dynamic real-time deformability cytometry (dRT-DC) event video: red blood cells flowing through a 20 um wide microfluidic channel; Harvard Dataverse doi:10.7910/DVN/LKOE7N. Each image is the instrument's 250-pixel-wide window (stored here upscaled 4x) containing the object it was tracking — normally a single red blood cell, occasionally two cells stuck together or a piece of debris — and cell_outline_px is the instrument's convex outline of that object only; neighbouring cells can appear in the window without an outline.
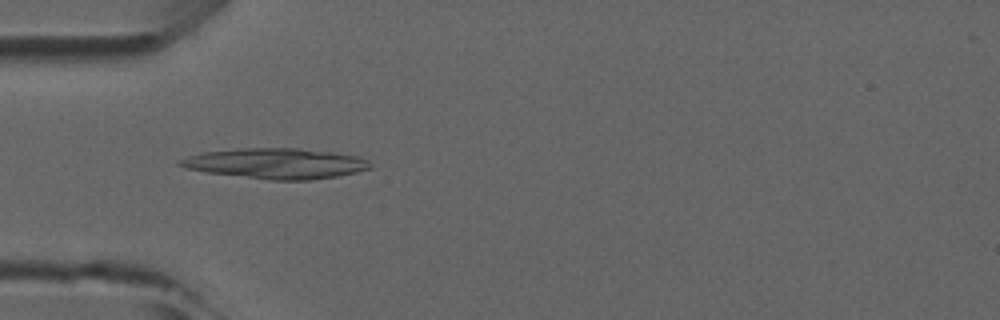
{"species": "common noctule bat (a hibernating species)", "species_latin": "Nyctalus noctula", "temperature_condition": "room temperature", "stored_images_in_passage": 7, "camera_frame_rate_fps": 3000, "um_per_image_px": 0.085, "animal": {"sex": "male", "forearm_length_mm": 52.5}, "frame": {"image": 1, "passage_image": 5, "time_ms": 4.667, "image_size_px": [1000, 320], "cell_outline_px": [[372, 168], [356, 172], [336, 176], [308, 180], [272, 180], [208, 172], [188, 168], [176, 164], [176, 160], [200, 152], [240, 148], [296, 148], [360, 156], [368, 160], [372, 164]], "centroid_in_image_um": [23.45, 13.88], "position_along_channel_um": 61.6, "area_um2": 33.58}}
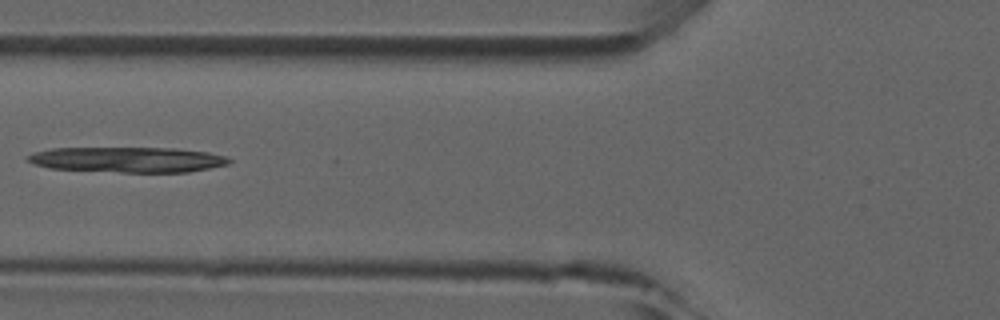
{"frame": {"image": 2, "passage_image": 6, "time_ms": 6.0, "image_size_px": [1000, 320], "cell_outline_px": [[232, 160], [228, 164], [188, 172], [120, 172], [52, 168], [32, 164], [28, 160], [28, 156], [32, 152], [52, 148], [176, 148], [208, 152], [228, 156]], "centroid_in_image_um": [10.88, 13.56], "position_along_channel_um": 114.9, "area_um2": 29.71}}
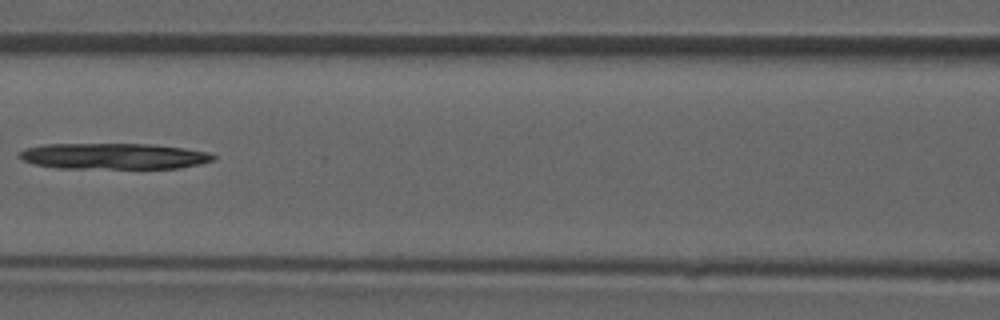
{"frame": {"image": 3, "passage_image": 7, "time_ms": 7.0, "image_size_px": [1000, 320], "cell_outline_px": [[216, 160], [200, 164], [180, 168], [56, 168], [36, 164], [24, 160], [16, 156], [16, 152], [24, 148], [44, 144], [152, 144], [184, 148], [208, 152], [216, 156]], "centroid_in_image_um": [9.65, 13.27], "position_along_channel_um": 157.0, "area_um2": 29.59}}